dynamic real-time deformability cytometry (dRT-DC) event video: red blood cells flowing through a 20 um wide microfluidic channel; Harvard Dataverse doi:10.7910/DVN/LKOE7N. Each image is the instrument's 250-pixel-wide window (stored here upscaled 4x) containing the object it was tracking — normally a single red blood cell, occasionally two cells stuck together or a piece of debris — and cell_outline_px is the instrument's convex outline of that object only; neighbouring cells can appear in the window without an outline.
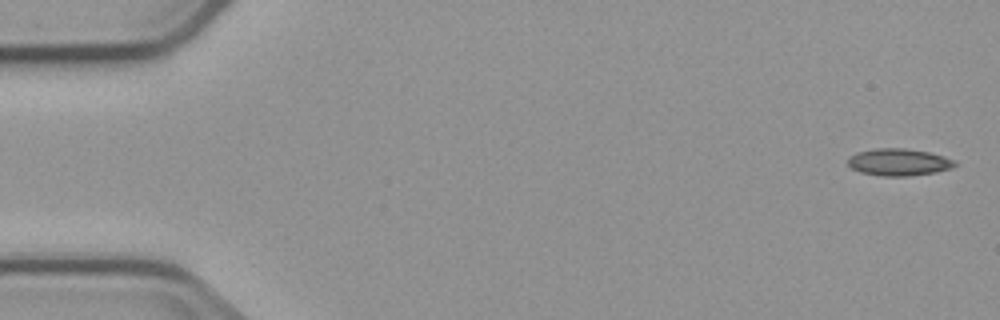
{"species": "common noctule bat (a hibernating species)", "species_latin": "Nyctalus noctula", "temperature_condition": "cold", "stored_images_in_passage": 4, "camera_frame_rate_fps": 3000, "um_per_image_px": 0.085, "animal": {"sex": "male", "body_mass_g": 23.1, "forearm_length_mm": 52.7}, "frame": {"image": 1, "passage_image": 1, "time_ms": 0.0, "image_size_px": [1000, 320], "cell_outline_px": [[960, 164], [952, 168], [936, 172], [908, 176], [880, 176], [860, 172], [852, 168], [848, 164], [848, 156], [856, 152], [876, 148], [904, 148], [928, 152], [944, 156], [956, 160]], "centroid_in_image_um": [76.42, 13.78], "position_along_channel_um": 8.6, "area_um2": 17.11}}
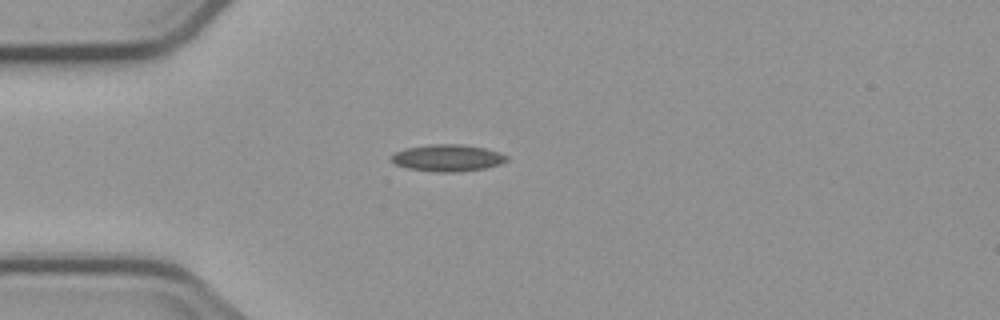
{"frame": {"image": 2, "passage_image": 4, "time_ms": 4.333, "image_size_px": [1000, 320], "cell_outline_px": [[508, 160], [500, 164], [484, 168], [460, 172], [440, 172], [408, 168], [396, 164], [392, 160], [392, 156], [396, 152], [408, 148], [432, 144], [464, 144], [484, 148], [508, 156]], "centroid_in_image_um": [38.08, 13.42], "position_along_channel_um": 46.9, "area_um2": 17.74}}